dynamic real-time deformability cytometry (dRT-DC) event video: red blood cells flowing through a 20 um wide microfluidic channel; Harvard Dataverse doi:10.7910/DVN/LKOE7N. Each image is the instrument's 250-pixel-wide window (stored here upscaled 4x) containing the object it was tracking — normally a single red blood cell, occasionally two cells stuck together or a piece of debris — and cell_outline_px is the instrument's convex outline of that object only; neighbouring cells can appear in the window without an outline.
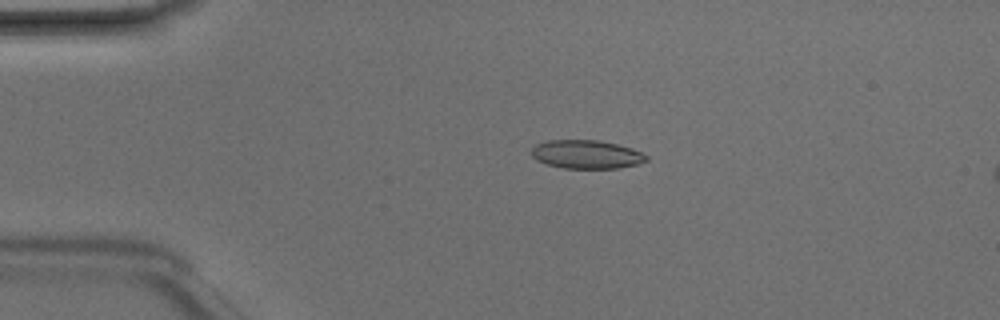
{"species": "Egyptian fruit bat (a non-hibernating species)", "species_latin": "Rousettus aegyptiacus", "temperature_condition": "room temperature", "stored_images_in_passage": 48, "camera_frame_rate_fps": 3000, "um_per_image_px": 0.085, "animal": {"sex": "male"}, "frame": {"image": 1, "passage_image": 10, "time_ms": 3.0, "image_size_px": [1000, 320], "cell_outline_px": [[648, 160], [636, 164], [616, 168], [564, 168], [548, 164], [536, 160], [532, 156], [532, 148], [536, 144], [548, 140], [596, 140], [616, 144], [632, 148], [648, 156]], "centroid_in_image_um": [49.83, 13.12], "position_along_channel_um": 35.2, "area_um2": 18.9}}
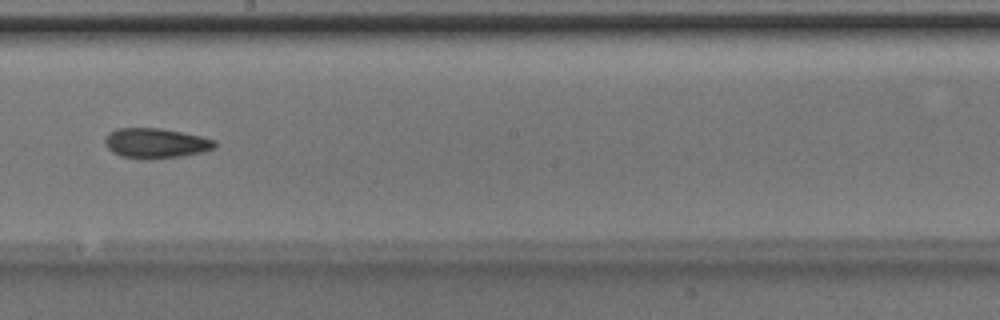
{"frame": {"image": 2, "passage_image": 27, "time_ms": 8.667, "image_size_px": [1000, 320], "cell_outline_px": [[216, 148], [204, 152], [184, 156], [152, 160], [140, 160], [120, 156], [112, 152], [104, 144], [104, 140], [108, 132], [116, 128], [160, 128], [200, 136], [216, 140]], "centroid_in_image_um": [13.22, 12.19], "position_along_channel_um": 235.0, "area_um2": 19.71}}
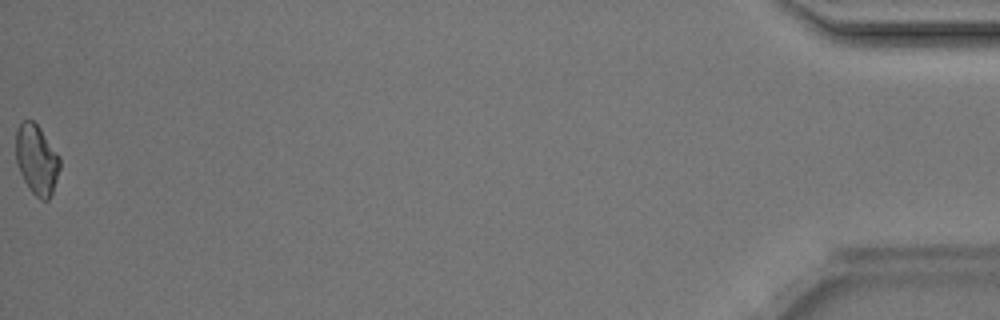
{"frame": {"image": 3, "passage_image": 48, "time_ms": 15.667, "image_size_px": [1000, 320], "cell_outline_px": [[60, 168], [52, 192], [48, 200], [40, 200], [28, 188], [20, 172], [16, 160], [16, 128], [24, 120], [32, 120], [40, 128], [60, 156]], "centroid_in_image_um": [3.12, 13.56], "position_along_channel_um": 432.1, "area_um2": 17.86}, "authors_computed_cell_mechanics": {"area_um2": 18.785, "velocity_mm_per_s": 4.2386, "shape_relaxation_time_tau1_ms": 4.1795, "shape_relaxation_time_tau2_ms": 9.9608, "deformation_change_tau1": 0.1261, "deformation_change_tau2": 0.2024}}